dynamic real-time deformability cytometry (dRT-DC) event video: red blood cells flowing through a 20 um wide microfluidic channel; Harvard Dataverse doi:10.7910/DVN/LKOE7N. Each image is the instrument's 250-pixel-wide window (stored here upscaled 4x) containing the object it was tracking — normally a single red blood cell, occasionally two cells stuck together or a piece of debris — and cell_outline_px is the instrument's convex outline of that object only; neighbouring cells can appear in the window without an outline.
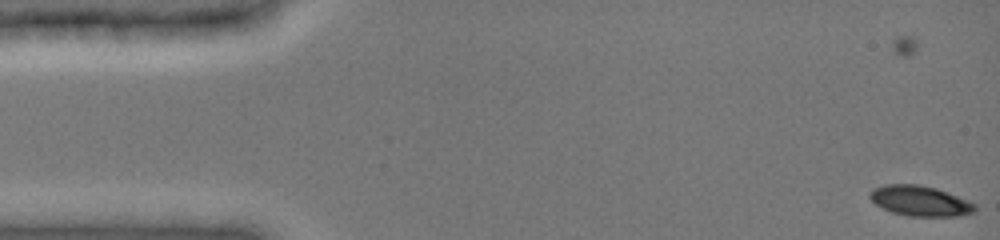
{"species": "common noctule bat (a hibernating species)", "species_latin": "Nyctalus noctula", "temperature_condition": "cold", "stored_images_in_passage": 10, "camera_frame_rate_fps": 3000, "um_per_image_px": 0.085, "animal": {"sex": "female", "body_mass_g": 19.0, "forearm_length_mm": 51.5}, "frame": {"image": 1, "passage_image": 1, "time_ms": 0.0, "image_size_px": [1000, 240], "cell_outline_px": [[976, 212], [960, 216], [908, 216], [892, 212], [876, 204], [868, 196], [872, 188], [884, 184], [920, 184], [936, 188], [968, 200], [976, 204]], "centroid_in_image_um": [78.22, 17.07], "position_along_channel_um": 6.8, "area_um2": 18.67}}
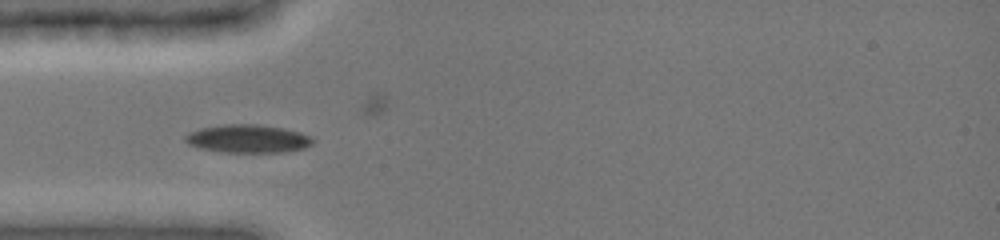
{"frame": {"image": 2, "passage_image": 6, "time_ms": 4.667, "image_size_px": [1000, 240], "cell_outline_px": [[312, 144], [304, 148], [284, 152], [220, 152], [200, 148], [188, 144], [184, 140], [184, 136], [188, 132], [200, 128], [224, 124], [260, 124], [284, 128], [300, 132], [308, 136], [312, 140]], "centroid_in_image_um": [21.02, 11.78], "position_along_channel_um": 64.0, "area_um2": 20.98}}
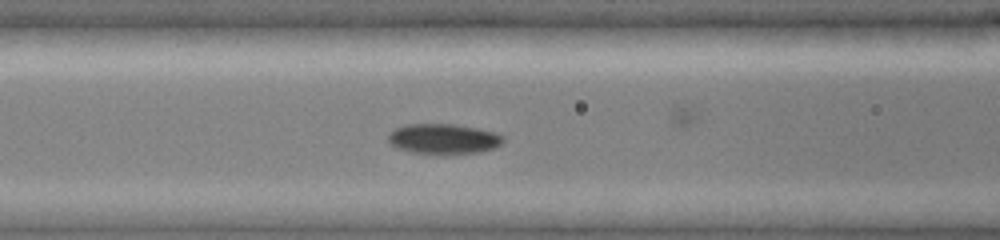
{"frame": {"image": 3, "passage_image": 8, "time_ms": 6.333, "image_size_px": [1000, 240], "cell_outline_px": [[504, 140], [496, 148], [476, 152], [412, 152], [396, 148], [388, 140], [388, 132], [404, 124], [452, 124], [476, 128], [496, 132], [504, 136]], "centroid_in_image_um": [37.68, 11.77], "position_along_channel_um": 128.9, "area_um2": 19.77}}